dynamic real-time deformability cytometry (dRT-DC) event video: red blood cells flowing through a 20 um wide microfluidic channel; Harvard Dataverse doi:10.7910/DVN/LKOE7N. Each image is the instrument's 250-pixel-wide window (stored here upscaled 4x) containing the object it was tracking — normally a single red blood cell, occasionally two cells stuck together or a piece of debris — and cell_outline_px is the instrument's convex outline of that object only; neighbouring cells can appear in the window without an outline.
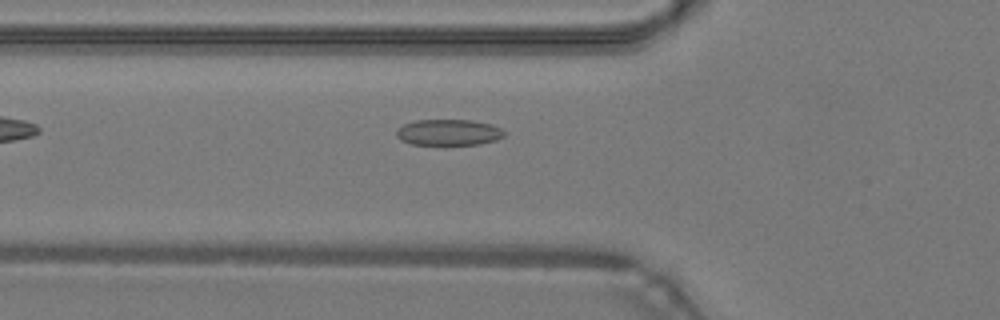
{"species": "common noctule bat (a hibernating species)", "species_latin": "Nyctalus noctula", "temperature_condition": "warm", "stored_images_in_passage": 35, "camera_frame_rate_fps": 3000, "um_per_image_px": 0.085, "animal": {"sex": "male", "body_mass_g": 19.2, "forearm_length_mm": 51.8}, "frame": {"image": 1, "passage_image": 4, "time_ms": 1.0, "image_size_px": [1000, 320], "cell_outline_px": [[504, 136], [496, 140], [480, 144], [412, 144], [400, 140], [396, 136], [396, 128], [404, 124], [416, 120], [472, 120], [492, 124], [500, 128], [504, 132]], "centroid_in_image_um": [38.11, 11.24], "position_along_channel_um": 87.7, "area_um2": 16.36}}
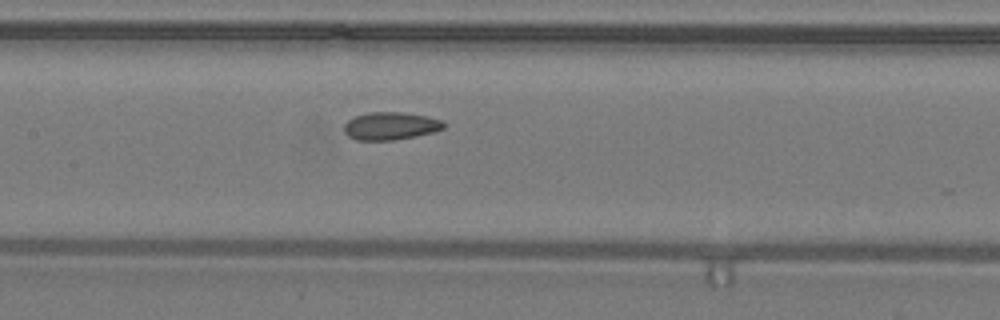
{"frame": {"image": 2, "passage_image": 10, "time_ms": 3.0, "image_size_px": [1000, 320], "cell_outline_px": [[444, 128], [432, 132], [416, 136], [396, 140], [356, 140], [348, 136], [344, 132], [344, 124], [348, 120], [356, 116], [368, 112], [404, 112], [428, 116], [440, 120], [444, 124]], "centroid_in_image_um": [33.17, 10.7], "position_along_channel_um": 174.2, "area_um2": 16.13}}
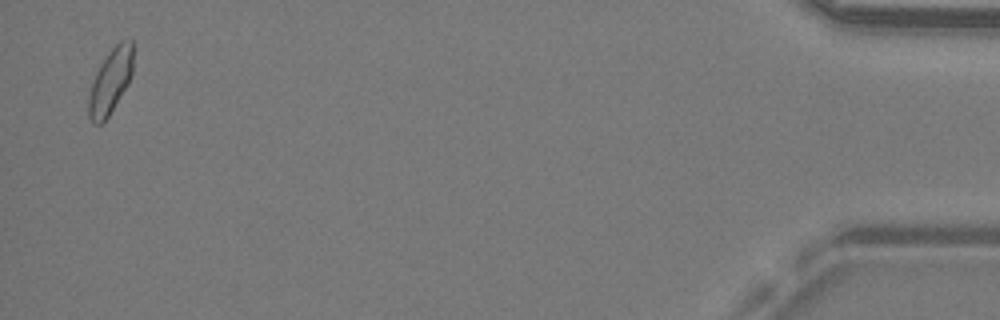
{"frame": {"image": 3, "passage_image": 34, "time_ms": 11.0, "image_size_px": [1000, 320], "cell_outline_px": [[132, 76], [128, 84], [108, 116], [100, 124], [92, 124], [88, 116], [88, 96], [96, 72], [100, 64], [108, 52], [120, 40], [132, 40]], "centroid_in_image_um": [9.37, 6.91], "position_along_channel_um": 425.8, "area_um2": 16.7}, "authors_computed_cell_mechanics": {"area_um2": 16.184, "velocity_mm_per_s": 4.2883, "shape_relaxation_time_tau1_ms": null, "shape_relaxation_time_tau2_ms": 2.3355, "deformation_change_tau1": null, "deformation_change_tau2": 0.0776}}